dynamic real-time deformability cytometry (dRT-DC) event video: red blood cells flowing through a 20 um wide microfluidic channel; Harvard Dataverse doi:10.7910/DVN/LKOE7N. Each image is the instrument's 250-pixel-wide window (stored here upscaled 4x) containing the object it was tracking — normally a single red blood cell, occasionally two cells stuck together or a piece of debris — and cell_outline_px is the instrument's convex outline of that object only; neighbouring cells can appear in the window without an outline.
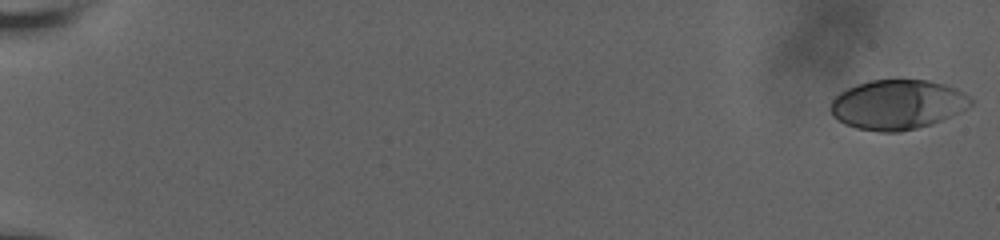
{"species": "human", "species_latin": "Homo sapiens", "temperature_condition": "room temperature", "stored_images_in_passage": 5, "camera_frame_rate_fps": 3000, "um_per_image_px": 0.085, "donor": {"sex": "male"}, "frame": {"image": 1, "passage_image": 1, "time_ms": 0.0, "image_size_px": [1000, 240], "cell_outline_px": [[976, 100], [972, 104], [960, 112], [932, 124], [900, 132], [880, 132], [856, 128], [844, 124], [832, 116], [828, 108], [832, 100], [840, 92], [856, 84], [872, 80], [928, 80], [944, 84], [956, 88], [964, 92]], "centroid_in_image_um": [76.28, 8.89], "position_along_channel_um": 8.7, "area_um2": 40.92}}